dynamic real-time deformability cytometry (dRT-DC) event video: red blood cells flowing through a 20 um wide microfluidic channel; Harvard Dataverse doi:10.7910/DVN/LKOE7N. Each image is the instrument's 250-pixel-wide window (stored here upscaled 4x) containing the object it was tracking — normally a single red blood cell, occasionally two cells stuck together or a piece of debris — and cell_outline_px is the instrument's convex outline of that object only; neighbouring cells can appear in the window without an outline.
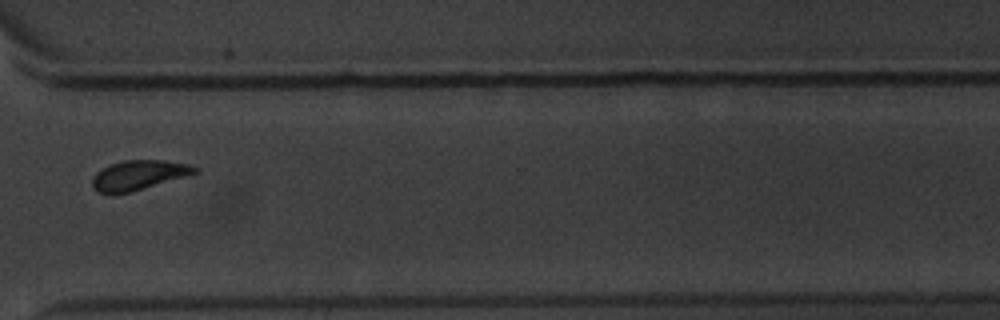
{"species": "common noctule bat (a hibernating species)", "species_latin": "Nyctalus noctula", "temperature_condition": "warm", "stored_images_in_passage": 13, "camera_frame_rate_fps": 3000, "um_per_image_px": 0.085, "animal": {"sex": "male", "body_mass_g": 20.1, "forearm_length_mm": 53.5}, "frame": {"image": 1, "passage_image": 10, "time_ms": 11.333, "image_size_px": [1000, 320], "cell_outline_px": [[200, 172], [128, 192], [112, 196], [96, 192], [92, 188], [92, 180], [96, 172], [112, 164], [124, 160], [164, 160], [188, 164], [200, 168]], "centroid_in_image_um": [11.76, 14.9], "position_along_channel_um": 358.8, "area_um2": 17.74}}
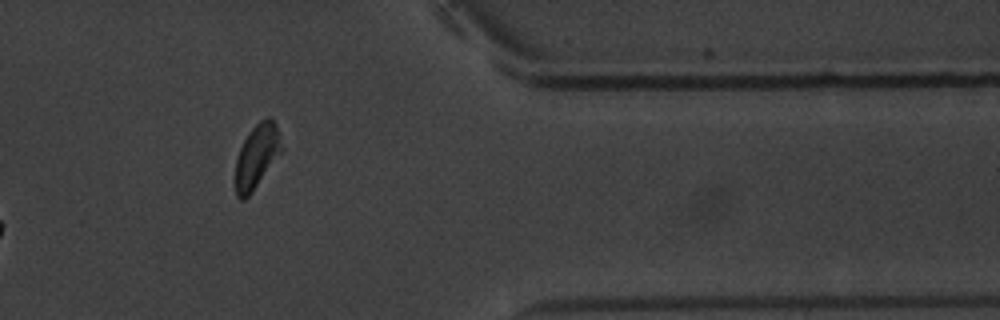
{"frame": {"image": 2, "passage_image": 11, "time_ms": 12.667, "image_size_px": [1000, 320], "cell_outline_px": [[284, 152], [252, 192], [244, 200], [240, 200], [236, 196], [236, 160], [240, 148], [244, 140], [252, 128], [260, 120], [268, 116], [272, 116], [276, 124], [284, 148]], "centroid_in_image_um": [21.88, 13.27], "position_along_channel_um": 389.5, "area_um2": 17.57}, "authors_computed_cell_mechanics": {"area_um2": 18.6694, "velocity_mm_per_s": 3.5305, "shape_relaxation_time_tau1_ms": 1.9915, "shape_relaxation_time_tau2_ms": 1.4937, "deformation_change_tau1": 0.091, "deformation_change_tau2": 0.0681}}